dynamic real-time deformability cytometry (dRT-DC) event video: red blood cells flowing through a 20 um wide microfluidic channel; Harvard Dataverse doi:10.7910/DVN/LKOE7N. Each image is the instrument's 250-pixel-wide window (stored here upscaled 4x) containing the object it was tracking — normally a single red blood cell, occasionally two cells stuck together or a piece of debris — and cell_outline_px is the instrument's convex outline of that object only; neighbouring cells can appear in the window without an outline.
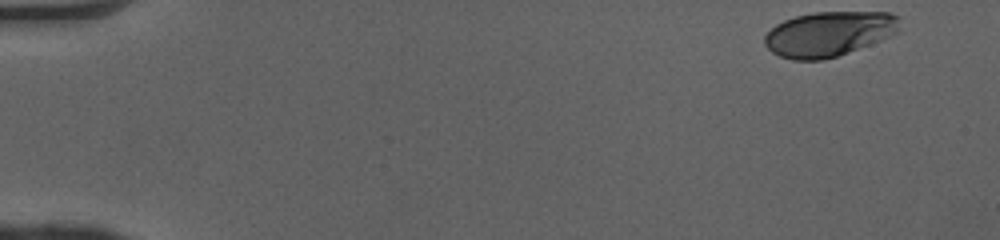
{"species": "human", "species_latin": "Homo sapiens", "temperature_condition": "cold", "stored_images_in_passage": 43, "camera_frame_rate_fps": 3000, "um_per_image_px": 0.085, "donor": {"sex": "female"}, "frame": {"image": 1, "passage_image": 1, "time_ms": 0.0, "image_size_px": [1000, 240], "cell_outline_px": [[900, 32], [880, 40], [848, 52], [824, 60], [792, 60], [780, 56], [772, 52], [764, 44], [764, 36], [776, 24], [784, 20], [796, 16], [816, 12], [888, 12], [900, 16]], "centroid_in_image_um": [70.48, 2.87], "position_along_channel_um": 14.5, "area_um2": 35.43}}
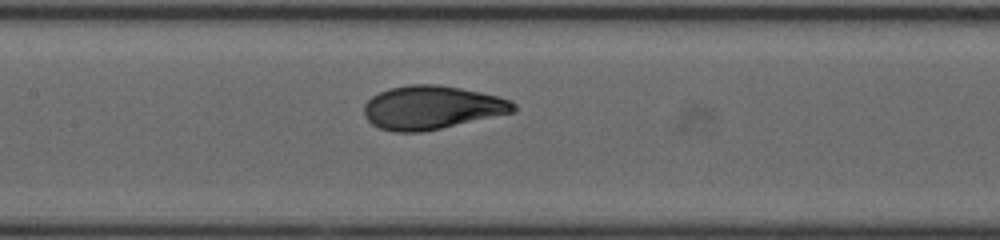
{"frame": {"image": 2, "passage_image": 23, "time_ms": 7.333, "image_size_px": [1000, 240], "cell_outline_px": [[516, 112], [440, 128], [420, 132], [392, 132], [380, 128], [372, 124], [364, 116], [364, 104], [372, 96], [388, 88], [408, 84], [436, 84], [460, 88], [480, 92], [512, 100], [516, 104]], "centroid_in_image_um": [36.69, 9.13], "position_along_channel_um": 170.7, "area_um2": 37.97}}
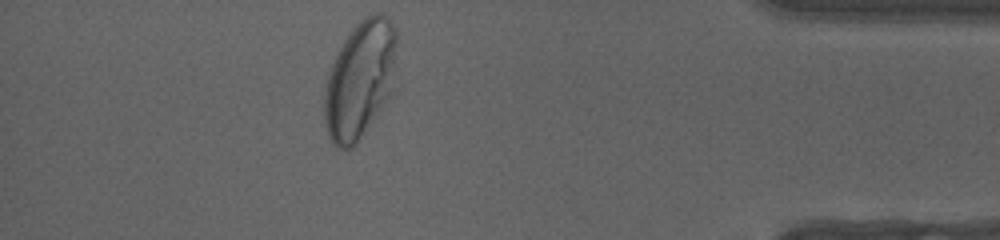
{"frame": {"image": 3, "passage_image": 43, "time_ms": 14.0, "image_size_px": [1000, 240], "cell_outline_px": [[396, 44], [392, 92], [376, 116], [356, 144], [352, 148], [336, 148], [332, 144], [328, 136], [324, 120], [324, 88], [328, 72], [340, 48], [356, 24], [364, 16], [372, 12], [380, 12], [392, 24], [396, 32]], "centroid_in_image_um": [30.57, 6.8], "position_along_channel_um": 404.6, "area_um2": 49.36}, "authors_computed_cell_mechanics": {"area_um2": 37.2232, "velocity_mm_per_s": 4.0592, "shape_relaxation_time_tau1_ms": 4.616, "shape_relaxation_time_tau2_ms": null, "deformation_change_tau1": 0.2127, "deformation_change_tau2": null}}